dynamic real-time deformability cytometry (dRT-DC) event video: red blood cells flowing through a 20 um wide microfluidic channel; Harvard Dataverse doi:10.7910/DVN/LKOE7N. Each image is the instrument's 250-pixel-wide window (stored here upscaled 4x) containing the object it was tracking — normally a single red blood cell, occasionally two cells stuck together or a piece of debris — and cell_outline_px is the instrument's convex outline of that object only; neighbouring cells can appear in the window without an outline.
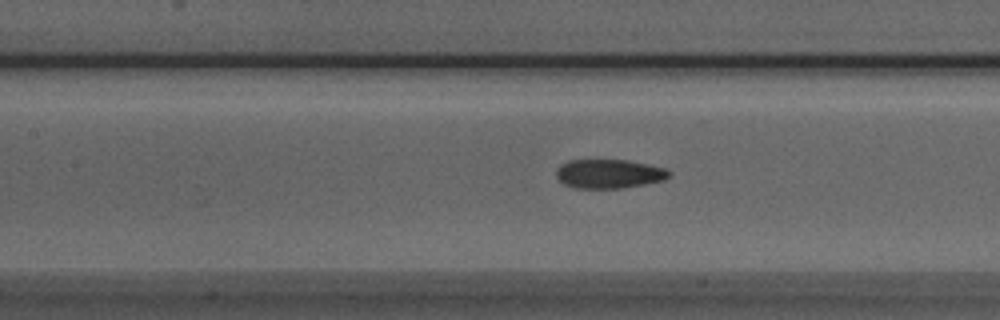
{"species": "Egyptian fruit bat (a non-hibernating species)", "species_latin": "Rousettus aegyptiacus", "temperature_condition": "room temperature", "stored_images_in_passage": 30, "camera_frame_rate_fps": 3000, "um_per_image_px": 0.085, "animal": {"sex": "male"}, "frame": {"image": 1, "passage_image": 8, "time_ms": 2.333, "image_size_px": [1000, 320], "cell_outline_px": [[672, 176], [664, 180], [644, 184], [620, 188], [576, 188], [564, 184], [556, 176], [556, 172], [560, 164], [568, 160], [628, 160], [664, 168], [672, 172]], "centroid_in_image_um": [51.77, 14.77], "position_along_channel_um": 155.6, "area_um2": 19.07}}
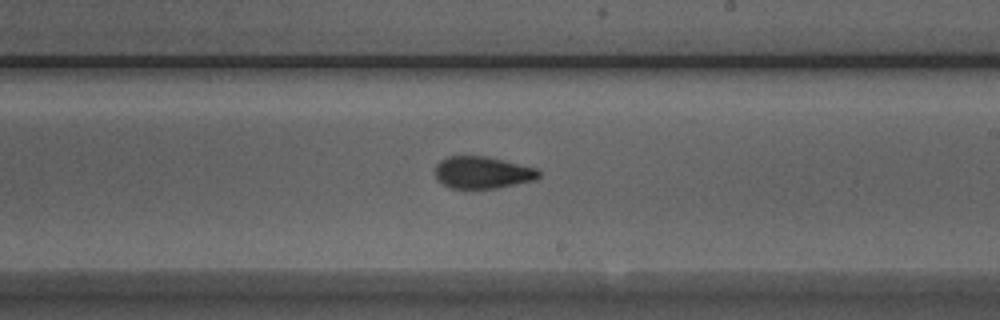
{"frame": {"image": 2, "passage_image": 15, "time_ms": 4.667, "image_size_px": [1000, 320], "cell_outline_px": [[540, 176], [536, 180], [496, 188], [452, 188], [444, 184], [436, 176], [436, 164], [440, 160], [448, 156], [488, 156], [536, 168], [540, 172]], "centroid_in_image_um": [41.04, 14.65], "position_along_channel_um": 248.0, "area_um2": 19.25}}
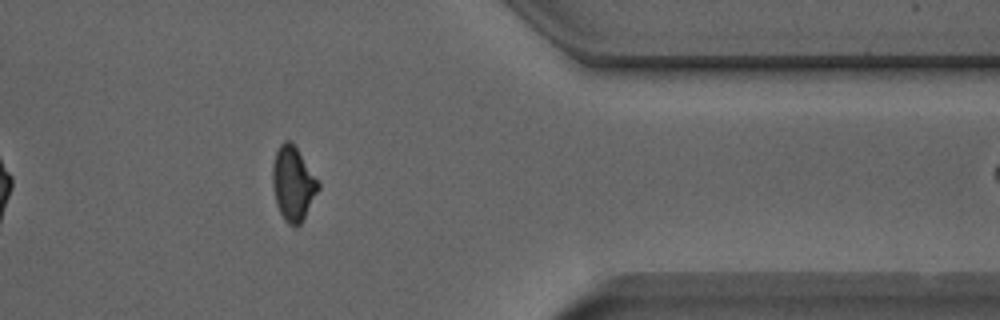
{"frame": {"image": 3, "passage_image": 27, "time_ms": 8.667, "image_size_px": [1000, 320], "cell_outline_px": [[320, 188], [300, 224], [296, 228], [288, 224], [284, 220], [276, 204], [272, 188], [272, 164], [276, 152], [280, 144], [284, 140], [288, 140], [296, 148], [320, 184]], "centroid_in_image_um": [24.88, 15.64], "position_along_channel_um": 386.5, "area_um2": 19.59}, "authors_computed_cell_mechanics": {"area_um2": 19.5942, "velocity_mm_per_s": 3.9717, "shape_relaxation_time_tau1_ms": null, "shape_relaxation_time_tau2_ms": 1.6903, "deformation_change_tau1": null, "deformation_change_tau2": 0.0783}}